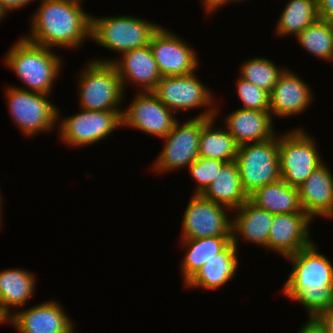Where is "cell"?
I'll use <instances>...</instances> for the list:
<instances>
[{"label":"cell","mask_w":333,"mask_h":333,"mask_svg":"<svg viewBox=\"0 0 333 333\" xmlns=\"http://www.w3.org/2000/svg\"><path fill=\"white\" fill-rule=\"evenodd\" d=\"M215 119L216 117L204 118V127L198 146V157L224 162L235 161L239 145L226 128H215Z\"/></svg>","instance_id":"27"},{"label":"cell","mask_w":333,"mask_h":333,"mask_svg":"<svg viewBox=\"0 0 333 333\" xmlns=\"http://www.w3.org/2000/svg\"><path fill=\"white\" fill-rule=\"evenodd\" d=\"M9 324L18 333H74L76 327L64 307L55 300L13 312Z\"/></svg>","instance_id":"16"},{"label":"cell","mask_w":333,"mask_h":333,"mask_svg":"<svg viewBox=\"0 0 333 333\" xmlns=\"http://www.w3.org/2000/svg\"><path fill=\"white\" fill-rule=\"evenodd\" d=\"M312 87L288 68L279 77L270 92V113L277 117L301 114L313 101Z\"/></svg>","instance_id":"18"},{"label":"cell","mask_w":333,"mask_h":333,"mask_svg":"<svg viewBox=\"0 0 333 333\" xmlns=\"http://www.w3.org/2000/svg\"><path fill=\"white\" fill-rule=\"evenodd\" d=\"M295 38L312 56L333 62V37L329 21L318 19Z\"/></svg>","instance_id":"29"},{"label":"cell","mask_w":333,"mask_h":333,"mask_svg":"<svg viewBox=\"0 0 333 333\" xmlns=\"http://www.w3.org/2000/svg\"><path fill=\"white\" fill-rule=\"evenodd\" d=\"M243 0H201L202 7L204 8L205 13L211 14L216 12L223 5L229 4L230 2H241ZM228 2V3H227Z\"/></svg>","instance_id":"35"},{"label":"cell","mask_w":333,"mask_h":333,"mask_svg":"<svg viewBox=\"0 0 333 333\" xmlns=\"http://www.w3.org/2000/svg\"><path fill=\"white\" fill-rule=\"evenodd\" d=\"M202 195L232 211L240 208L249 197L242 187L237 163L226 162Z\"/></svg>","instance_id":"24"},{"label":"cell","mask_w":333,"mask_h":333,"mask_svg":"<svg viewBox=\"0 0 333 333\" xmlns=\"http://www.w3.org/2000/svg\"><path fill=\"white\" fill-rule=\"evenodd\" d=\"M162 77L192 74L200 64L197 53L186 40L160 26L149 44Z\"/></svg>","instance_id":"13"},{"label":"cell","mask_w":333,"mask_h":333,"mask_svg":"<svg viewBox=\"0 0 333 333\" xmlns=\"http://www.w3.org/2000/svg\"><path fill=\"white\" fill-rule=\"evenodd\" d=\"M36 277L32 272L20 268L0 270V305L11 317L12 312L28 303L36 289ZM13 308V310H12ZM12 310V311H11Z\"/></svg>","instance_id":"23"},{"label":"cell","mask_w":333,"mask_h":333,"mask_svg":"<svg viewBox=\"0 0 333 333\" xmlns=\"http://www.w3.org/2000/svg\"><path fill=\"white\" fill-rule=\"evenodd\" d=\"M315 318L322 325L324 333H333V307L320 312Z\"/></svg>","instance_id":"33"},{"label":"cell","mask_w":333,"mask_h":333,"mask_svg":"<svg viewBox=\"0 0 333 333\" xmlns=\"http://www.w3.org/2000/svg\"><path fill=\"white\" fill-rule=\"evenodd\" d=\"M224 118L225 128L238 145L263 142L277 135L270 111L238 108Z\"/></svg>","instance_id":"20"},{"label":"cell","mask_w":333,"mask_h":333,"mask_svg":"<svg viewBox=\"0 0 333 333\" xmlns=\"http://www.w3.org/2000/svg\"><path fill=\"white\" fill-rule=\"evenodd\" d=\"M304 324L301 329H299L298 333H324L322 325L316 320V318L309 317Z\"/></svg>","instance_id":"37"},{"label":"cell","mask_w":333,"mask_h":333,"mask_svg":"<svg viewBox=\"0 0 333 333\" xmlns=\"http://www.w3.org/2000/svg\"><path fill=\"white\" fill-rule=\"evenodd\" d=\"M10 317L4 312L0 305V325L3 323L9 324Z\"/></svg>","instance_id":"38"},{"label":"cell","mask_w":333,"mask_h":333,"mask_svg":"<svg viewBox=\"0 0 333 333\" xmlns=\"http://www.w3.org/2000/svg\"><path fill=\"white\" fill-rule=\"evenodd\" d=\"M58 109L59 137L64 144L73 147H86L98 143L118 128H122V109L108 111H88L61 119ZM60 118V121H59Z\"/></svg>","instance_id":"10"},{"label":"cell","mask_w":333,"mask_h":333,"mask_svg":"<svg viewBox=\"0 0 333 333\" xmlns=\"http://www.w3.org/2000/svg\"><path fill=\"white\" fill-rule=\"evenodd\" d=\"M324 163L298 187L301 207L312 220L333 218V174Z\"/></svg>","instance_id":"19"},{"label":"cell","mask_w":333,"mask_h":333,"mask_svg":"<svg viewBox=\"0 0 333 333\" xmlns=\"http://www.w3.org/2000/svg\"><path fill=\"white\" fill-rule=\"evenodd\" d=\"M81 1L40 0V6L31 15L29 34L22 36L51 49L81 47L91 39V15L83 10Z\"/></svg>","instance_id":"2"},{"label":"cell","mask_w":333,"mask_h":333,"mask_svg":"<svg viewBox=\"0 0 333 333\" xmlns=\"http://www.w3.org/2000/svg\"><path fill=\"white\" fill-rule=\"evenodd\" d=\"M159 27L156 22L131 15L96 18L91 15V40L121 55L149 45Z\"/></svg>","instance_id":"5"},{"label":"cell","mask_w":333,"mask_h":333,"mask_svg":"<svg viewBox=\"0 0 333 333\" xmlns=\"http://www.w3.org/2000/svg\"><path fill=\"white\" fill-rule=\"evenodd\" d=\"M238 248L232 241L219 253L217 257L206 262L201 269L185 284V288H202L217 290L238 271Z\"/></svg>","instance_id":"22"},{"label":"cell","mask_w":333,"mask_h":333,"mask_svg":"<svg viewBox=\"0 0 333 333\" xmlns=\"http://www.w3.org/2000/svg\"><path fill=\"white\" fill-rule=\"evenodd\" d=\"M7 16L6 12L2 9L1 5H0V22L2 19H4V17Z\"/></svg>","instance_id":"40"},{"label":"cell","mask_w":333,"mask_h":333,"mask_svg":"<svg viewBox=\"0 0 333 333\" xmlns=\"http://www.w3.org/2000/svg\"><path fill=\"white\" fill-rule=\"evenodd\" d=\"M235 162L248 197L257 189L279 180V135L263 142L239 145Z\"/></svg>","instance_id":"7"},{"label":"cell","mask_w":333,"mask_h":333,"mask_svg":"<svg viewBox=\"0 0 333 333\" xmlns=\"http://www.w3.org/2000/svg\"><path fill=\"white\" fill-rule=\"evenodd\" d=\"M276 24L279 36L295 35L319 19L317 0H288Z\"/></svg>","instance_id":"28"},{"label":"cell","mask_w":333,"mask_h":333,"mask_svg":"<svg viewBox=\"0 0 333 333\" xmlns=\"http://www.w3.org/2000/svg\"><path fill=\"white\" fill-rule=\"evenodd\" d=\"M20 37L8 49L3 62L27 86L17 88L52 94L54 82L62 71L63 58L51 48L34 44L22 35Z\"/></svg>","instance_id":"3"},{"label":"cell","mask_w":333,"mask_h":333,"mask_svg":"<svg viewBox=\"0 0 333 333\" xmlns=\"http://www.w3.org/2000/svg\"><path fill=\"white\" fill-rule=\"evenodd\" d=\"M128 108L122 109V126L164 138L178 120L152 91H139Z\"/></svg>","instance_id":"14"},{"label":"cell","mask_w":333,"mask_h":333,"mask_svg":"<svg viewBox=\"0 0 333 333\" xmlns=\"http://www.w3.org/2000/svg\"><path fill=\"white\" fill-rule=\"evenodd\" d=\"M238 78H236V91L239 100L243 104L241 108L270 111V94L240 76Z\"/></svg>","instance_id":"31"},{"label":"cell","mask_w":333,"mask_h":333,"mask_svg":"<svg viewBox=\"0 0 333 333\" xmlns=\"http://www.w3.org/2000/svg\"><path fill=\"white\" fill-rule=\"evenodd\" d=\"M34 0H0L2 9L8 14L12 10H17L22 7L28 6Z\"/></svg>","instance_id":"36"},{"label":"cell","mask_w":333,"mask_h":333,"mask_svg":"<svg viewBox=\"0 0 333 333\" xmlns=\"http://www.w3.org/2000/svg\"><path fill=\"white\" fill-rule=\"evenodd\" d=\"M204 127V118H195L180 123L177 120L172 130L164 137L163 149L157 155L152 168L156 173H168L187 168L198 159L199 141Z\"/></svg>","instance_id":"11"},{"label":"cell","mask_w":333,"mask_h":333,"mask_svg":"<svg viewBox=\"0 0 333 333\" xmlns=\"http://www.w3.org/2000/svg\"><path fill=\"white\" fill-rule=\"evenodd\" d=\"M313 220L305 212L275 214L271 224L267 249L287 258L313 243L310 224Z\"/></svg>","instance_id":"15"},{"label":"cell","mask_w":333,"mask_h":333,"mask_svg":"<svg viewBox=\"0 0 333 333\" xmlns=\"http://www.w3.org/2000/svg\"><path fill=\"white\" fill-rule=\"evenodd\" d=\"M226 162L217 159L198 157L188 169L193 180L196 181V189L193 194H203L215 180L218 172Z\"/></svg>","instance_id":"32"},{"label":"cell","mask_w":333,"mask_h":333,"mask_svg":"<svg viewBox=\"0 0 333 333\" xmlns=\"http://www.w3.org/2000/svg\"><path fill=\"white\" fill-rule=\"evenodd\" d=\"M232 212L235 213L232 215V243L238 248L241 236L243 240L267 249L274 214L257 207L249 199Z\"/></svg>","instance_id":"21"},{"label":"cell","mask_w":333,"mask_h":333,"mask_svg":"<svg viewBox=\"0 0 333 333\" xmlns=\"http://www.w3.org/2000/svg\"><path fill=\"white\" fill-rule=\"evenodd\" d=\"M211 91L197 78L194 72L184 76L161 77L152 92L174 113L177 111L179 113V110L186 112L191 109L204 107L206 110L195 116V118H217L219 107L216 106L217 102H215V96H213V91Z\"/></svg>","instance_id":"8"},{"label":"cell","mask_w":333,"mask_h":333,"mask_svg":"<svg viewBox=\"0 0 333 333\" xmlns=\"http://www.w3.org/2000/svg\"><path fill=\"white\" fill-rule=\"evenodd\" d=\"M119 56L121 58H110L111 60L92 58L91 60L112 63L121 79L124 92L129 83H134V86L140 87L139 91L141 92L153 91L156 88L162 76L149 45L132 49Z\"/></svg>","instance_id":"17"},{"label":"cell","mask_w":333,"mask_h":333,"mask_svg":"<svg viewBox=\"0 0 333 333\" xmlns=\"http://www.w3.org/2000/svg\"><path fill=\"white\" fill-rule=\"evenodd\" d=\"M187 249L180 265L184 284H186L201 267L219 254L231 241L232 236H216L198 239H180Z\"/></svg>","instance_id":"26"},{"label":"cell","mask_w":333,"mask_h":333,"mask_svg":"<svg viewBox=\"0 0 333 333\" xmlns=\"http://www.w3.org/2000/svg\"><path fill=\"white\" fill-rule=\"evenodd\" d=\"M280 135L281 178L288 185L298 188L323 163V160L316 146V140L302 128H295Z\"/></svg>","instance_id":"9"},{"label":"cell","mask_w":333,"mask_h":333,"mask_svg":"<svg viewBox=\"0 0 333 333\" xmlns=\"http://www.w3.org/2000/svg\"><path fill=\"white\" fill-rule=\"evenodd\" d=\"M318 16L321 20H333V0H317Z\"/></svg>","instance_id":"34"},{"label":"cell","mask_w":333,"mask_h":333,"mask_svg":"<svg viewBox=\"0 0 333 333\" xmlns=\"http://www.w3.org/2000/svg\"><path fill=\"white\" fill-rule=\"evenodd\" d=\"M77 76L79 109L88 111L121 109L119 106L123 104L126 92L112 63L90 59Z\"/></svg>","instance_id":"4"},{"label":"cell","mask_w":333,"mask_h":333,"mask_svg":"<svg viewBox=\"0 0 333 333\" xmlns=\"http://www.w3.org/2000/svg\"><path fill=\"white\" fill-rule=\"evenodd\" d=\"M189 201L182 216L181 239L232 236V217L227 214L232 210L202 194L191 195Z\"/></svg>","instance_id":"12"},{"label":"cell","mask_w":333,"mask_h":333,"mask_svg":"<svg viewBox=\"0 0 333 333\" xmlns=\"http://www.w3.org/2000/svg\"><path fill=\"white\" fill-rule=\"evenodd\" d=\"M292 269L284 283V296L304 307L308 318L333 307V264L313 242L286 258Z\"/></svg>","instance_id":"1"},{"label":"cell","mask_w":333,"mask_h":333,"mask_svg":"<svg viewBox=\"0 0 333 333\" xmlns=\"http://www.w3.org/2000/svg\"><path fill=\"white\" fill-rule=\"evenodd\" d=\"M249 200L274 215L304 212L298 188L288 185L282 178L257 189Z\"/></svg>","instance_id":"25"},{"label":"cell","mask_w":333,"mask_h":333,"mask_svg":"<svg viewBox=\"0 0 333 333\" xmlns=\"http://www.w3.org/2000/svg\"><path fill=\"white\" fill-rule=\"evenodd\" d=\"M331 25L332 37H333V20L329 21Z\"/></svg>","instance_id":"41"},{"label":"cell","mask_w":333,"mask_h":333,"mask_svg":"<svg viewBox=\"0 0 333 333\" xmlns=\"http://www.w3.org/2000/svg\"><path fill=\"white\" fill-rule=\"evenodd\" d=\"M1 196H2V195H1V193H0V228H1V226L3 225V223H2L3 220H1V219H2V216H3V215H2V212H3V211H2V205H3L2 203H3V200H2V197H1ZM1 223H2V224H1Z\"/></svg>","instance_id":"39"},{"label":"cell","mask_w":333,"mask_h":333,"mask_svg":"<svg viewBox=\"0 0 333 333\" xmlns=\"http://www.w3.org/2000/svg\"><path fill=\"white\" fill-rule=\"evenodd\" d=\"M287 68H279L270 59L264 57H252L245 60L240 66V77L249 81L269 94L273 90L279 77Z\"/></svg>","instance_id":"30"},{"label":"cell","mask_w":333,"mask_h":333,"mask_svg":"<svg viewBox=\"0 0 333 333\" xmlns=\"http://www.w3.org/2000/svg\"><path fill=\"white\" fill-rule=\"evenodd\" d=\"M3 87L7 108L13 122L23 135L30 138L41 132H51L57 126L58 106L51 103V95L17 88Z\"/></svg>","instance_id":"6"}]
</instances>
